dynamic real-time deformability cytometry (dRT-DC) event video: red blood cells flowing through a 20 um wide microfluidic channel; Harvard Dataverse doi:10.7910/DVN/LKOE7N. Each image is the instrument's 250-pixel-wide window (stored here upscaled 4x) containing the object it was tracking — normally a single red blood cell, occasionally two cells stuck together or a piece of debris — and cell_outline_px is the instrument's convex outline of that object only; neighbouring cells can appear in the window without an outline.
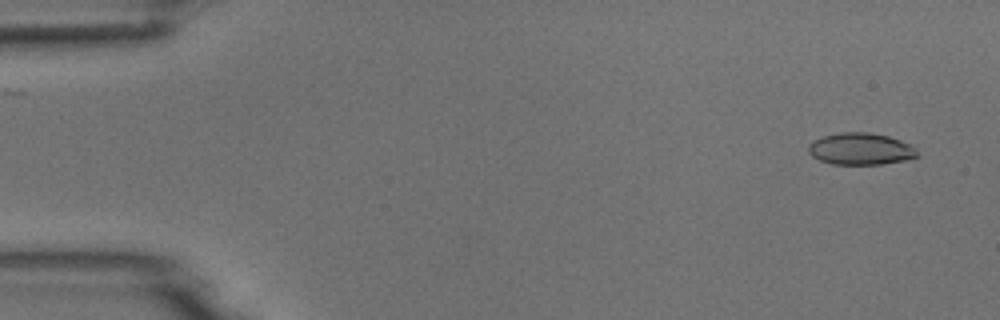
{"species": "common noctule bat (a hibernating species)", "species_latin": "Nyctalus noctula", "temperature_condition": "room temperature", "stored_images_in_passage": 2, "camera_frame_rate_fps": 3000, "um_per_image_px": 0.085, "animal": {"sex": "male", "body_mass_g": 18.8}, "frame": {"image": 1, "passage_image": 2, "time_ms": 1.0, "image_size_px": [1000, 320], "cell_outline_px": [[920, 156], [904, 160], [880, 164], [832, 164], [820, 160], [812, 156], [808, 152], [808, 144], [812, 140], [824, 136], [840, 132], [868, 132], [888, 136], [912, 144], [916, 148]], "centroid_in_image_um": [73.16, 12.65], "position_along_channel_um": 11.8, "area_um2": 20.35}}